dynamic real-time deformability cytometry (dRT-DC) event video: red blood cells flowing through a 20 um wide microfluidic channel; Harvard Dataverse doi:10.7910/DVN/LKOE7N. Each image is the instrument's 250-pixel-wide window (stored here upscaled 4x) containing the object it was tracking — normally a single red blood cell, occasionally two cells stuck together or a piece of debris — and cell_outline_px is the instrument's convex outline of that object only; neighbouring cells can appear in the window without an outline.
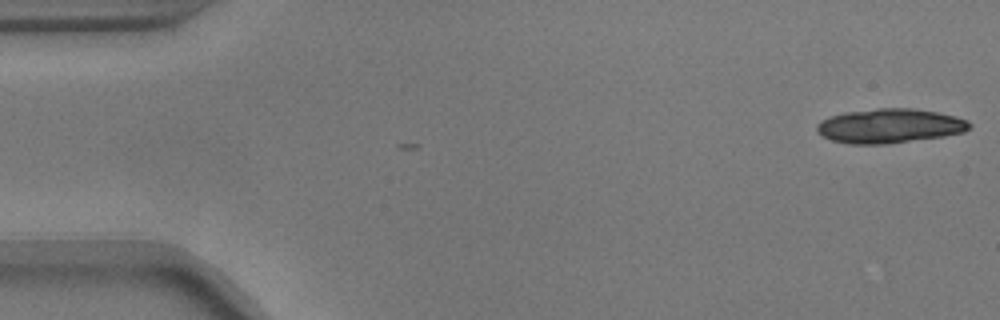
{"species": "common noctule bat (a hibernating species)", "species_latin": "Nyctalus noctula", "temperature_condition": "warm", "stored_images_in_passage": 2, "camera_frame_rate_fps": 3000, "um_per_image_px": 0.085, "animal": {"sex": "male", "body_mass_g": 17.9}, "frame": {"image": 1, "passage_image": 2, "time_ms": 0.333, "image_size_px": [1000, 320], "cell_outline_px": [[972, 124], [964, 132], [944, 136], [888, 144], [848, 144], [832, 140], [816, 132], [816, 124], [820, 120], [828, 116], [844, 112], [876, 108], [916, 108], [956, 116], [968, 120]], "centroid_in_image_um": [75.59, 10.69], "position_along_channel_um": 9.4, "area_um2": 30.87}}